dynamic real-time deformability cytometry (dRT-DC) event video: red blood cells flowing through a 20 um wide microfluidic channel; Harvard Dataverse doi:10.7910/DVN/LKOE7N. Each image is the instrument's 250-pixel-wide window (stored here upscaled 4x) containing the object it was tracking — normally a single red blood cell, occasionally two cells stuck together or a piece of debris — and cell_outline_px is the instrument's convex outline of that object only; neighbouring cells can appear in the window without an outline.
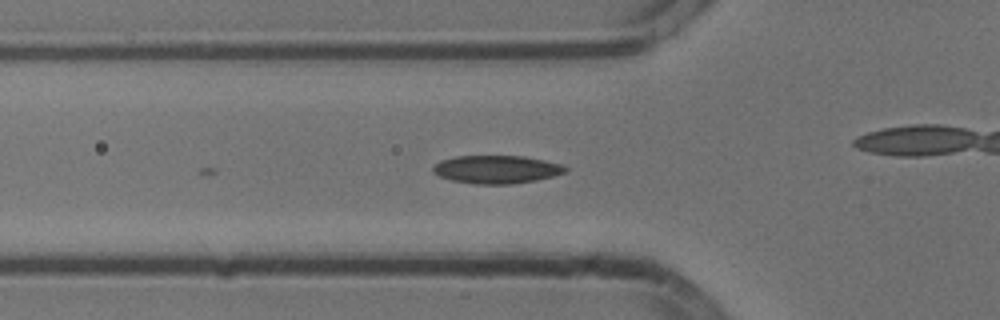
{"species": "common noctule bat (a hibernating species)", "species_latin": "Nyctalus noctula", "temperature_condition": "cold", "stored_images_in_passage": 4, "camera_frame_rate_fps": 3000, "um_per_image_px": 0.085, "animal": {"sex": "male", "body_mass_g": 13.3}, "frame": {"image": 1, "passage_image": 4, "time_ms": 1.0, "image_size_px": [1000, 320], "cell_outline_px": [[568, 168], [564, 172], [552, 176], [536, 180], [512, 184], [476, 184], [452, 180], [440, 176], [432, 172], [432, 168], [440, 160], [456, 156], [524, 156], [564, 164]], "centroid_in_image_um": [42.21, 14.39], "position_along_channel_um": 83.6, "area_um2": 21.62}}